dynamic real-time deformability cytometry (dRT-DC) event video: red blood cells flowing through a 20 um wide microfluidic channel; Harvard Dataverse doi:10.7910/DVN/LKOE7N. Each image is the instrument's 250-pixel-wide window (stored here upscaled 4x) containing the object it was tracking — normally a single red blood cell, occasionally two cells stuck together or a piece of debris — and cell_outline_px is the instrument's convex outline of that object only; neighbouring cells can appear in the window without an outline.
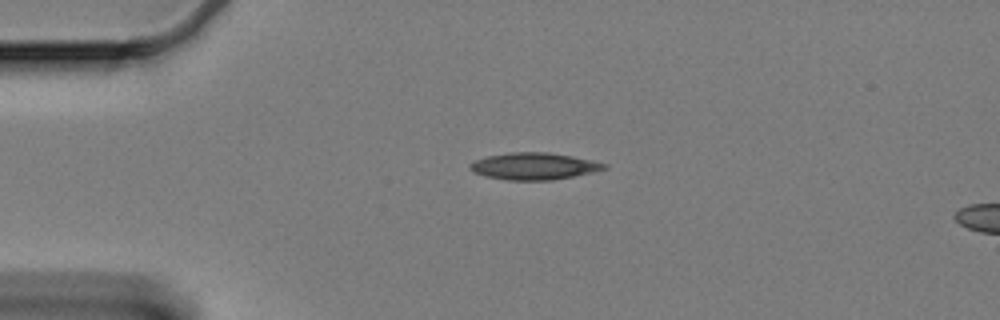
{"species": "Egyptian fruit bat (a non-hibernating species)", "species_latin": "Rousettus aegyptiacus", "temperature_condition": "cold", "stored_images_in_passage": 42, "camera_frame_rate_fps": 3000, "um_per_image_px": 0.085, "animal": {"sex": "female"}, "frame": {"image": 1, "passage_image": 1, "time_ms": 0.0, "image_size_px": [1000, 320], "cell_outline_px": [[608, 168], [592, 172], [552, 180], [508, 180], [484, 176], [472, 172], [468, 168], [468, 164], [476, 160], [488, 156], [512, 152], [548, 152], [572, 156], [592, 160], [608, 164]], "centroid_in_image_um": [45.37, 14.12], "position_along_channel_um": 39.6, "area_um2": 21.04}}
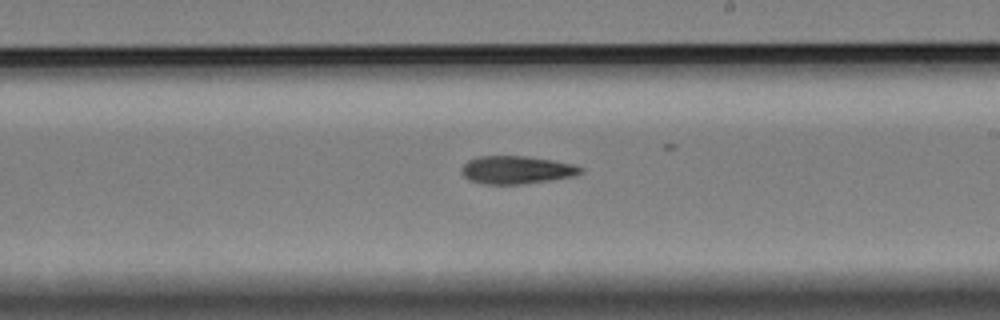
{"frame": {"image": 2, "passage_image": 22, "time_ms": 7.0, "image_size_px": [1000, 320], "cell_outline_px": [[584, 172], [572, 176], [548, 180], [520, 184], [484, 184], [468, 180], [460, 172], [460, 168], [468, 160], [476, 156], [524, 156], [552, 160], [572, 164], [584, 168]], "centroid_in_image_um": [43.85, 14.44], "position_along_channel_um": 245.1, "area_um2": 19.36}}
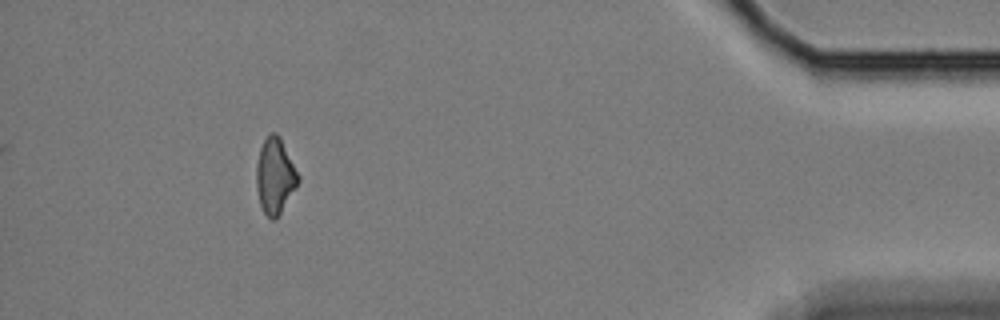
{"frame": {"image": 3, "passage_image": 42, "time_ms": 13.667, "image_size_px": [1000, 320], "cell_outline_px": [[300, 180], [296, 188], [276, 220], [272, 220], [264, 212], [260, 204], [256, 188], [256, 164], [260, 148], [264, 140], [272, 132], [276, 132], [280, 136], [300, 176]], "centroid_in_image_um": [23.38, 14.96], "position_along_channel_um": 411.8, "area_um2": 18.55}, "authors_computed_cell_mechanics": {"area_um2": 19.652, "velocity_mm_per_s": 3.3295, "shape_relaxation_time_tau1_ms": 7.7796, "shape_relaxation_time_tau2_ms": null, "deformation_change_tau1": 0.1509, "deformation_change_tau2": null}}